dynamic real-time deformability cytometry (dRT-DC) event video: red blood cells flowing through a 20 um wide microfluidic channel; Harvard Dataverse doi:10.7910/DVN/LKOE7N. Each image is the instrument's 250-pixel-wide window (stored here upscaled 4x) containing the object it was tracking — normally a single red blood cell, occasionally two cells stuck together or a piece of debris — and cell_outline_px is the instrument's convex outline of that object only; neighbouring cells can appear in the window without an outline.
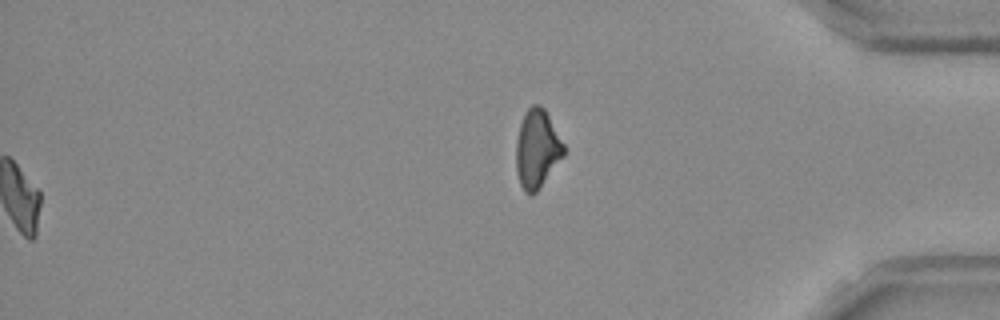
{"species": "Egyptian fruit bat (a non-hibernating species)", "species_latin": "Rousettus aegyptiacus", "temperature_condition": "room temperature", "stored_images_in_passage": 52, "segment_of_instrument_passage": [2, 2], "camera_frame_rate_fps": 3000, "um_per_image_px": 0.085, "frame": {"image": 1, "passage_image": 52, "time_ms": 17.0, "image_size_px": [1000, 320], "cell_outline_px": [[564, 156], [540, 188], [532, 196], [524, 192], [520, 184], [516, 172], [516, 140], [520, 124], [524, 112], [532, 104], [540, 104], [544, 108], [564, 144]], "centroid_in_image_um": [45.64, 12.67], "position_along_channel_um": 389.6, "area_um2": 21.96}}